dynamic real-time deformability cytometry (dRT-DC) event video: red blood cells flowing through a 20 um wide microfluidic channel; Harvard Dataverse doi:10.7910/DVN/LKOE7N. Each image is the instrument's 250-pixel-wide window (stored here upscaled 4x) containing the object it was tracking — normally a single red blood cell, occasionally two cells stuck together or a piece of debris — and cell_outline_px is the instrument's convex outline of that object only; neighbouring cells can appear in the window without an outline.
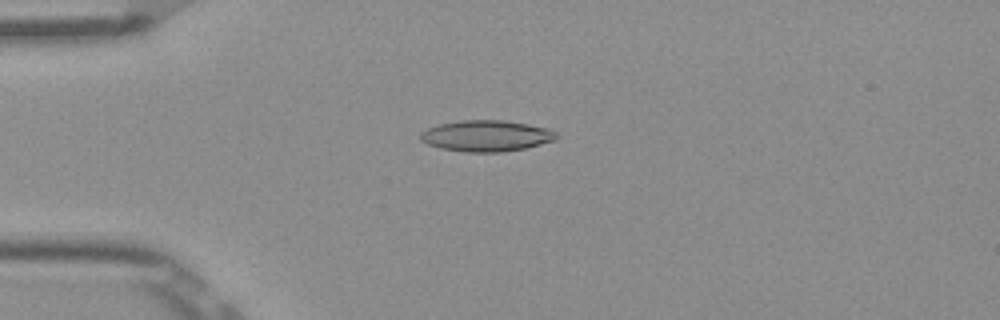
{"species": "Egyptian fruit bat (a non-hibernating species)", "species_latin": "Rousettus aegyptiacus", "temperature_condition": "room temperature", "stored_images_in_passage": 52, "camera_frame_rate_fps": 3000, "um_per_image_px": 0.085, "frame": {"image": 1, "passage_image": 13, "time_ms": 4.0, "image_size_px": [1000, 320], "cell_outline_px": [[560, 136], [556, 140], [524, 148], [504, 152], [464, 152], [440, 148], [428, 144], [420, 140], [420, 132], [428, 128], [440, 124], [460, 120], [504, 120], [528, 124], [548, 128], [556, 132]], "centroid_in_image_um": [41.35, 11.55], "position_along_channel_um": 43.6, "area_um2": 24.8}}
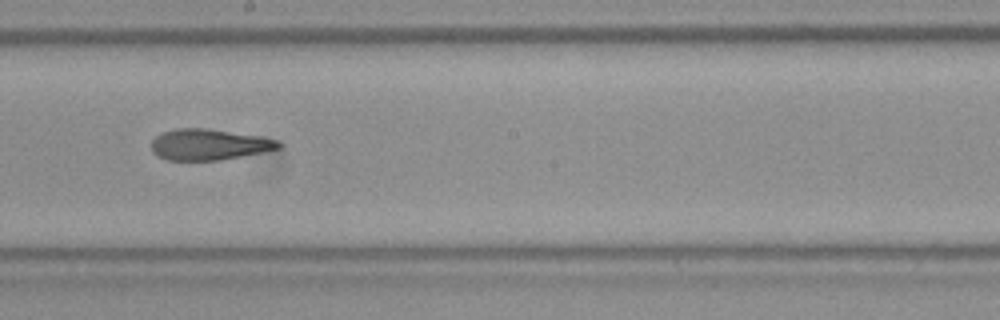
{"frame": {"image": 2, "passage_image": 29, "time_ms": 9.333, "image_size_px": [1000, 320], "cell_outline_px": [[280, 148], [220, 160], [168, 160], [152, 152], [152, 140], [156, 136], [164, 132], [176, 128], [208, 128], [260, 136], [276, 140], [280, 144]], "centroid_in_image_um": [17.73, 12.27], "position_along_channel_um": 230.5, "area_um2": 22.66}}
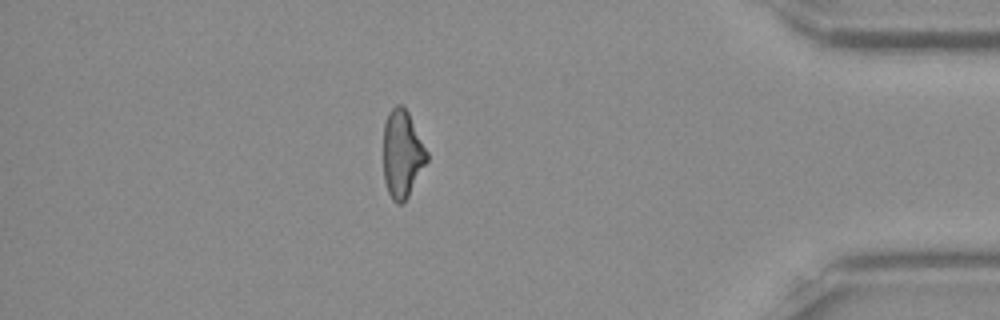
{"frame": {"image": 3, "passage_image": 45, "time_ms": 14.667, "image_size_px": [1000, 320], "cell_outline_px": [[428, 160], [404, 204], [396, 204], [392, 200], [388, 192], [384, 180], [384, 124], [388, 112], [396, 104], [400, 104], [408, 112], [428, 152]], "centroid_in_image_um": [34.19, 13.11], "position_along_channel_um": 401.0, "area_um2": 22.25}, "authors_computed_cell_mechanics": {"area_um2": 23.3512, "velocity_mm_per_s": 3.9118, "shape_relaxation_time_tau1_ms": 10.2729, "shape_relaxation_time_tau2_ms": 3.0244, "deformation_change_tau1": 0.2462, "deformation_change_tau2": 0.1166}}